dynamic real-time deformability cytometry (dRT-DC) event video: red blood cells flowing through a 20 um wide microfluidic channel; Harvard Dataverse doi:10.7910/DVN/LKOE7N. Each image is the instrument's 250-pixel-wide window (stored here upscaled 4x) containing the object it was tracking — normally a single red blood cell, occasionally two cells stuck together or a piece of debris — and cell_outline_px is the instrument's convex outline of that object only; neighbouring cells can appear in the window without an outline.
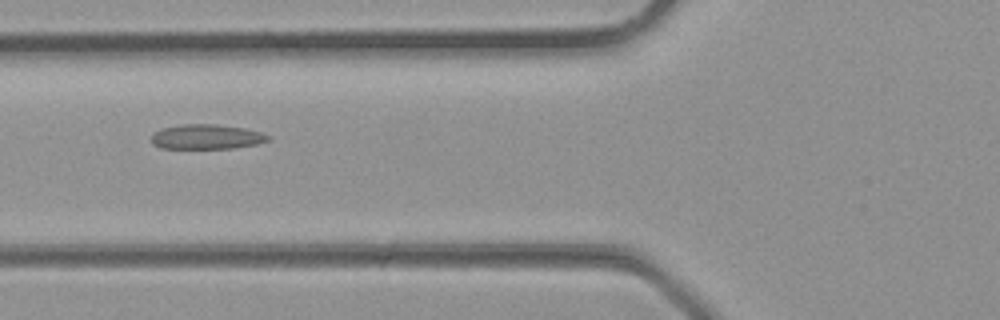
{"species": "common noctule bat (a hibernating species)", "species_latin": "Nyctalus noctula", "temperature_condition": "room temperature", "stored_images_in_passage": 26, "camera_frame_rate_fps": 3000, "um_per_image_px": 0.085, "animal": {"sex": "male", "body_mass_g": 23.1, "forearm_length_mm": 52.7}, "frame": {"image": 1, "passage_image": 5, "time_ms": 1.333, "image_size_px": [1000, 320], "cell_outline_px": [[272, 140], [256, 144], [236, 148], [160, 148], [152, 144], [152, 136], [156, 132], [164, 128], [180, 124], [216, 124], [244, 128], [260, 132], [272, 136]], "centroid_in_image_um": [17.61, 11.63], "position_along_channel_um": 108.2, "area_um2": 16.88}}
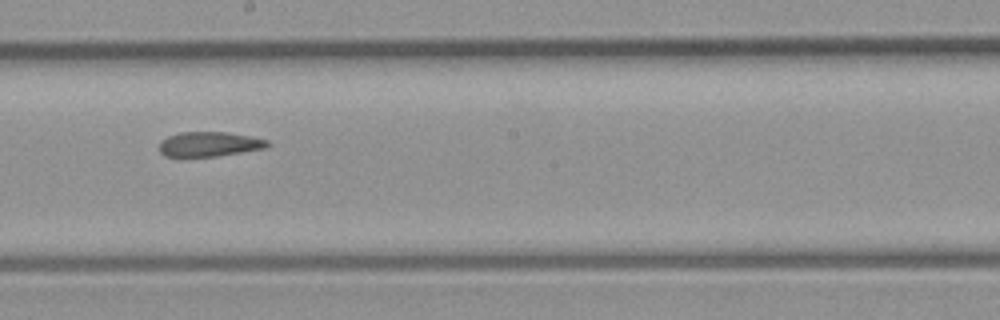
{"frame": {"image": 2, "passage_image": 11, "time_ms": 3.333, "image_size_px": [1000, 320], "cell_outline_px": [[272, 144], [264, 148], [216, 156], [164, 156], [160, 152], [160, 140], [168, 136], [180, 132], [228, 132], [252, 136], [268, 140]], "centroid_in_image_um": [17.8, 12.24], "position_along_channel_um": 230.4, "area_um2": 15.55}}
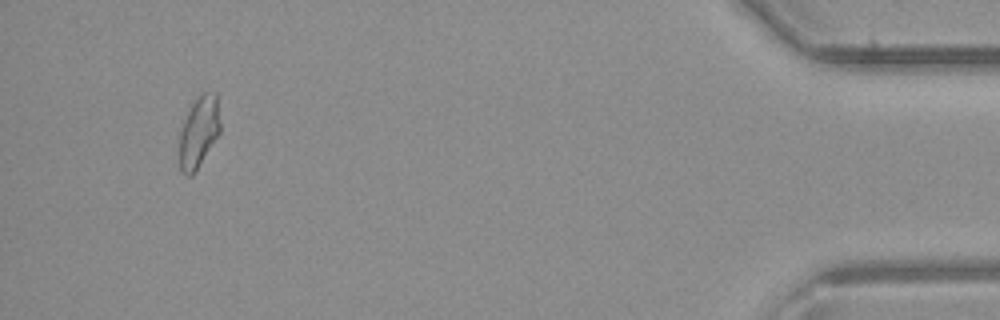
{"frame": {"image": 3, "passage_image": 24, "time_ms": 7.667, "image_size_px": [1000, 320], "cell_outline_px": [[220, 132], [192, 176], [184, 176], [180, 168], [180, 132], [184, 120], [192, 104], [204, 92], [216, 92], [220, 124]], "centroid_in_image_um": [16.9, 11.23], "position_along_channel_um": 418.3, "area_um2": 16.59}}